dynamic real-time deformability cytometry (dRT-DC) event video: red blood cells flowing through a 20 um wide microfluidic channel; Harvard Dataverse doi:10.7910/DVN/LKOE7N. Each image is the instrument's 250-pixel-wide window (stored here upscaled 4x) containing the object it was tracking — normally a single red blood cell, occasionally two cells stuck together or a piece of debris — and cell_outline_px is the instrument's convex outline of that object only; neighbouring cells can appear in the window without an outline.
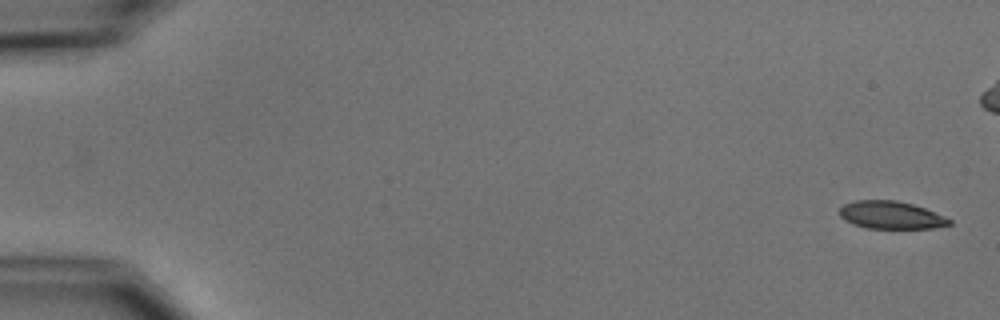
{"species": "common noctule bat (a hibernating species)", "species_latin": "Nyctalus noctula", "temperature_condition": "cold", "stored_images_in_passage": 7, "camera_frame_rate_fps": 3000, "um_per_image_px": 0.085, "animal": {"sex": "male", "body_mass_g": 15.6}, "frame": {"image": 1, "passage_image": 1, "time_ms": 0.0, "image_size_px": [1000, 320], "cell_outline_px": [[952, 224], [932, 228], [868, 228], [852, 224], [844, 220], [840, 216], [840, 208], [844, 204], [856, 200], [896, 200], [912, 204], [924, 208], [944, 216], [952, 220]], "centroid_in_image_um": [75.72, 18.28], "position_along_channel_um": 9.3, "area_um2": 17.63}}